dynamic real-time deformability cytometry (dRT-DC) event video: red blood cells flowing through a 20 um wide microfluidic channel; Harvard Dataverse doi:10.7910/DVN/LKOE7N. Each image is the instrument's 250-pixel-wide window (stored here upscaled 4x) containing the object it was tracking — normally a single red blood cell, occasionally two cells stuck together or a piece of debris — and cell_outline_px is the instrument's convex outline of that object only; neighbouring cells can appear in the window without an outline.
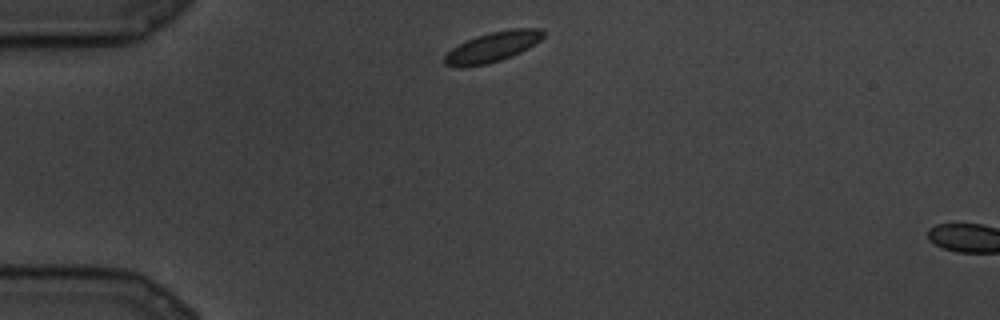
{"species": "common noctule bat (a hibernating species)", "species_latin": "Nyctalus noctula", "temperature_condition": "cold", "stored_images_in_passage": 2, "camera_frame_rate_fps": 3000, "um_per_image_px": 0.085, "animal": {"sex": "male", "body_mass_g": 19.5, "forearm_length_mm": 54.6}, "frame": {"image": 1, "passage_image": 1, "time_ms": 0.0, "image_size_px": [1000, 320], "cell_outline_px": [[544, 36], [540, 40], [528, 48], [512, 56], [488, 64], [464, 68], [456, 68], [444, 64], [444, 56], [452, 48], [476, 36], [492, 32], [512, 28], [540, 28], [544, 32]], "centroid_in_image_um": [41.85, 4.01], "position_along_channel_um": 43.2, "area_um2": 17.34}}